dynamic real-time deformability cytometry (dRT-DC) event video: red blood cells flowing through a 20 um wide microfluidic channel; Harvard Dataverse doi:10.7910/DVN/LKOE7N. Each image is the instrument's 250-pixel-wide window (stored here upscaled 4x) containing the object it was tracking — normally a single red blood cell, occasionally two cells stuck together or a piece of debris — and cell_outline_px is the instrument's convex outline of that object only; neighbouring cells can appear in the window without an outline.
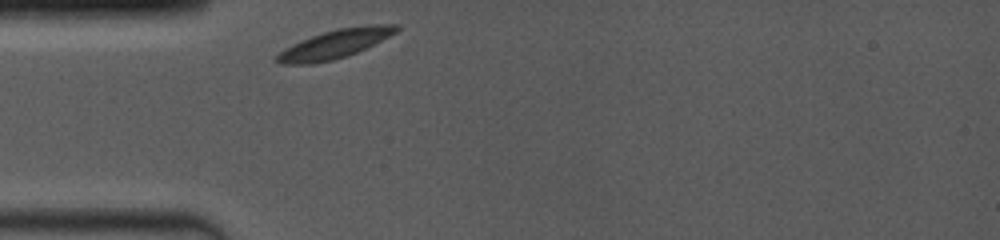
{"species": "common noctule bat (a hibernating species)", "species_latin": "Nyctalus noctula", "temperature_condition": "room temperature", "stored_images_in_passage": 45, "camera_frame_rate_fps": 4000, "um_per_image_px": 0.085, "animal": {"sex": "female", "body_mass_g": 19.0, "forearm_length_mm": 53.3}, "frame": {"image": 1, "passage_image": 1, "time_ms": 0.0, "image_size_px": [1000, 240], "cell_outline_px": [[400, 28], [396, 32], [356, 52], [332, 60], [312, 64], [280, 64], [272, 60], [284, 48], [312, 36], [324, 32], [340, 28], [376, 24], [400, 24]], "centroid_in_image_um": [28.42, 3.74], "position_along_channel_um": 56.6, "area_um2": 19.54}}
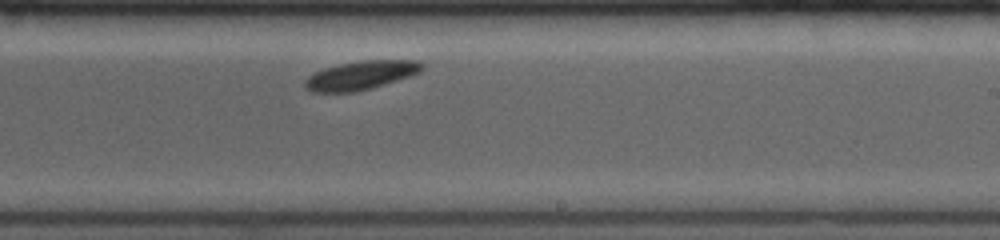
{"frame": {"image": 2, "passage_image": 27, "time_ms": 5.5, "image_size_px": [1000, 240], "cell_outline_px": [[424, 68], [420, 72], [384, 84], [356, 92], [312, 92], [304, 88], [304, 80], [312, 72], [324, 68], [340, 64], [360, 60], [416, 60], [424, 64]], "centroid_in_image_um": [30.62, 6.39], "position_along_channel_um": 258.4, "area_um2": 19.65}}
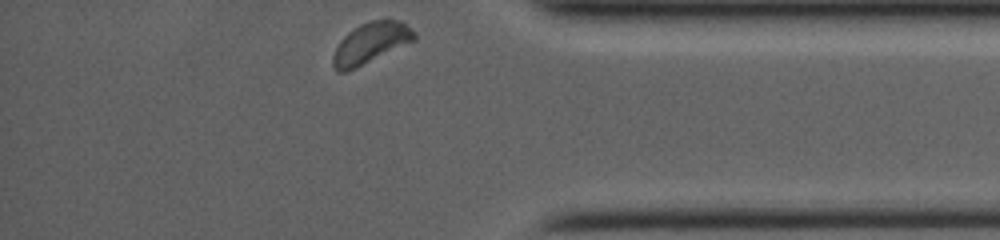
{"frame": {"image": 3, "passage_image": 45, "time_ms": 9.5, "image_size_px": [1000, 240], "cell_outline_px": [[416, 40], [348, 72], [336, 72], [332, 68], [332, 56], [340, 40], [348, 32], [360, 24], [372, 20], [400, 20], [416, 32]], "centroid_in_image_um": [31.49, 3.68], "position_along_channel_um": 403.7, "area_um2": 19.54}, "authors_computed_cell_mechanics": {"area_um2": 19.363, "velocity_mm_per_s": 3.7748, "shape_relaxation_time_tau1_ms": 1.4824, "shape_relaxation_time_tau2_ms": null, "deformation_change_tau1": 0.0551, "deformation_change_tau2": null}}